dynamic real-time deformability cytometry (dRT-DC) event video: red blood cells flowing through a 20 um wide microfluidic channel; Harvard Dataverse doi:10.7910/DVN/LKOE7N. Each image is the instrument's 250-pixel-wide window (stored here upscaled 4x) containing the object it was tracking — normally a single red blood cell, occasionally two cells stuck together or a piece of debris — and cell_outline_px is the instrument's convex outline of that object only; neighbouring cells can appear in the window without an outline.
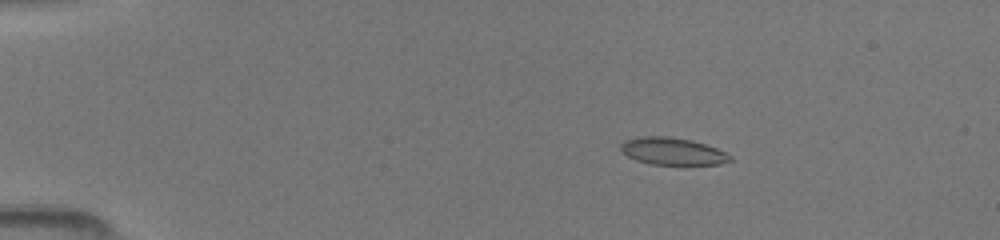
{"species": "common noctule bat (a hibernating species)", "species_latin": "Nyctalus noctula", "temperature_condition": "room temperature", "stored_images_in_passage": 49, "camera_frame_rate_fps": 3000, "um_per_image_px": 0.085, "animal": {"sex": "female", "body_mass_g": 19.5, "forearm_length_mm": 54.1}, "frame": {"image": 1, "passage_image": 8, "time_ms": 2.333, "image_size_px": [1000, 240], "cell_outline_px": [[732, 160], [720, 164], [652, 164], [636, 160], [628, 156], [620, 148], [620, 144], [624, 140], [644, 136], [668, 136], [692, 140], [716, 148], [732, 156]], "centroid_in_image_um": [57.16, 12.85], "position_along_channel_um": 27.8, "area_um2": 17.17}}
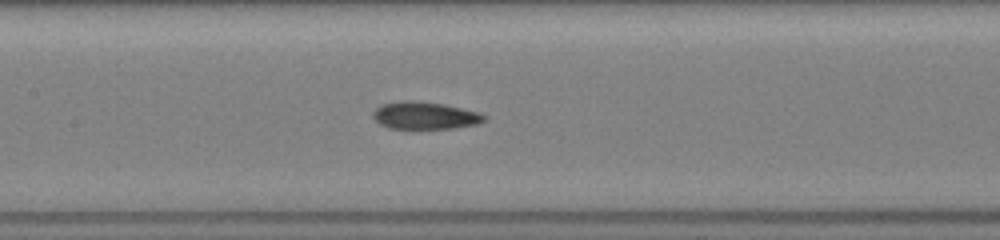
{"frame": {"image": 2, "passage_image": 24, "time_ms": 7.667, "image_size_px": [1000, 240], "cell_outline_px": [[484, 120], [476, 124], [452, 128], [388, 128], [380, 124], [372, 116], [372, 112], [380, 104], [404, 100], [412, 100], [444, 104], [480, 112], [484, 116]], "centroid_in_image_um": [36.06, 9.8], "position_along_channel_um": 171.3, "area_um2": 17.63}}
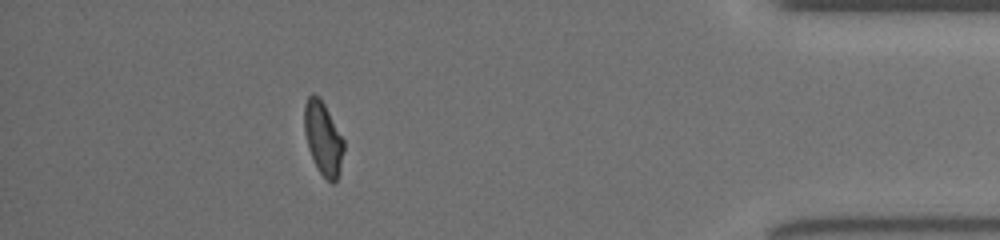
{"frame": {"image": 3, "passage_image": 44, "time_ms": 14.333, "image_size_px": [1000, 240], "cell_outline_px": [[344, 152], [340, 172], [336, 180], [332, 184], [320, 172], [312, 156], [304, 132], [304, 104], [308, 96], [312, 92], [320, 96], [344, 140]], "centroid_in_image_um": [27.47, 11.71], "position_along_channel_um": 407.7, "area_um2": 16.76}}